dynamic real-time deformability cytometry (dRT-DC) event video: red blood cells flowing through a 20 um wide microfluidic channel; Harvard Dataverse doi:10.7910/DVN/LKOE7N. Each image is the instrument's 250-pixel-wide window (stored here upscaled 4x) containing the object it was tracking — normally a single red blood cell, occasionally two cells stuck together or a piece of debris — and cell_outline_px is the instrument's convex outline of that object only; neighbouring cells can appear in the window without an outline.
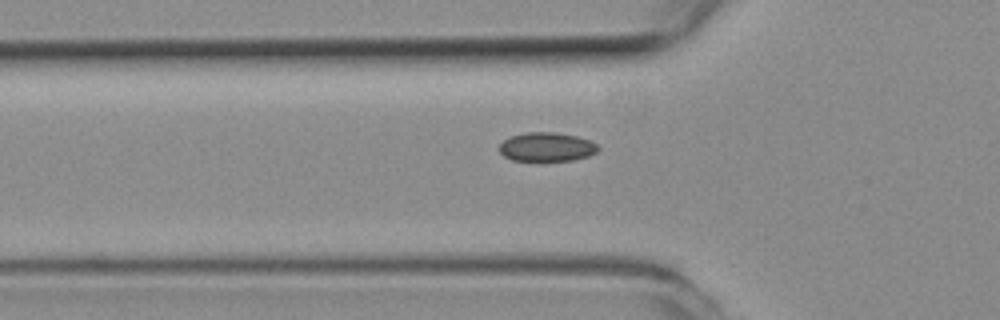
{"species": "common noctule bat (a hibernating species)", "species_latin": "Nyctalus noctula", "temperature_condition": "room temperature", "stored_images_in_passage": 36, "camera_frame_rate_fps": 3000, "um_per_image_px": 0.085, "animal": {"sex": "female", "body_mass_g": 19.3, "forearm_length_mm": 54.1}, "frame": {"image": 1, "passage_image": 2, "time_ms": 0.333, "image_size_px": [1000, 320], "cell_outline_px": [[600, 148], [596, 152], [588, 156], [572, 160], [512, 160], [504, 156], [500, 152], [500, 144], [504, 140], [512, 136], [528, 132], [556, 132], [576, 136], [588, 140], [596, 144]], "centroid_in_image_um": [46.48, 12.48], "position_along_channel_um": 79.3, "area_um2": 16.42}}
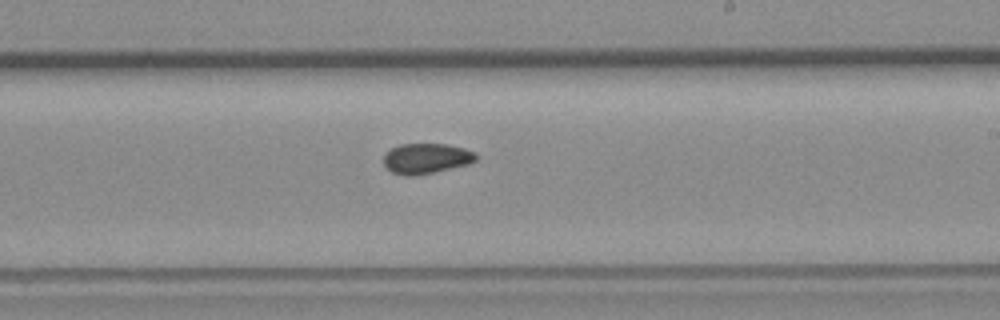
{"frame": {"image": 2, "passage_image": 16, "time_ms": 5.0, "image_size_px": [1000, 320], "cell_outline_px": [[480, 156], [476, 160], [468, 164], [416, 176], [404, 176], [392, 172], [384, 164], [384, 156], [392, 148], [400, 144], [448, 144], [464, 148], [476, 152]], "centroid_in_image_um": [36.27, 13.47], "position_along_channel_um": 252.7, "area_um2": 16.36}}
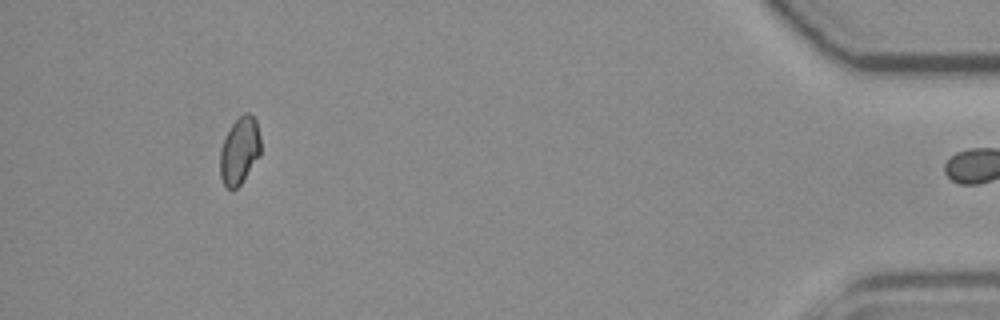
{"frame": {"image": 3, "passage_image": 35, "time_ms": 11.333, "image_size_px": [1000, 320], "cell_outline_px": [[260, 156], [240, 184], [236, 188], [228, 188], [224, 184], [220, 176], [220, 148], [232, 124], [244, 112], [248, 112], [256, 120], [260, 136]], "centroid_in_image_um": [20.37, 12.8], "position_along_channel_um": 414.8, "area_um2": 15.72}}